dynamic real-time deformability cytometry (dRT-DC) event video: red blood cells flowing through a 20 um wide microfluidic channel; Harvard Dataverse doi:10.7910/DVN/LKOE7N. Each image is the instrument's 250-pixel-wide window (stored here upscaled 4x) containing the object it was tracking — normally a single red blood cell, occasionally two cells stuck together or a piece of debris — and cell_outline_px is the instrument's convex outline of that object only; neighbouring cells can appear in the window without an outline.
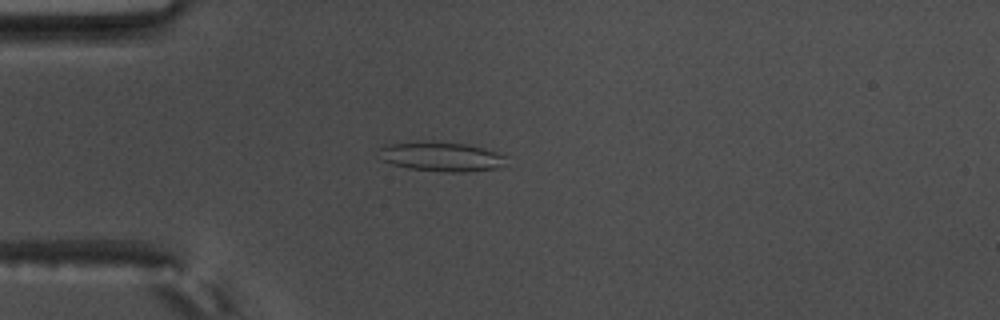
{"species": "common noctule bat (a hibernating species)", "species_latin": "Nyctalus noctula", "temperature_condition": "warm", "stored_images_in_passage": 53, "camera_frame_rate_fps": 3000, "um_per_image_px": 0.085, "animal": {"sex": "male", "body_mass_g": 17.5, "forearm_length_mm": 52.3}, "frame": {"image": 1, "passage_image": 12, "time_ms": 3.667, "image_size_px": [1000, 320], "cell_outline_px": [[504, 156], [500, 164], [496, 168], [464, 172], [448, 172], [408, 168], [392, 164], [384, 160], [376, 148], [388, 144], [432, 140], [468, 144], [484, 148], [496, 152]], "centroid_in_image_um": [37.43, 13.28], "position_along_channel_um": 47.6, "area_um2": 21.68}}
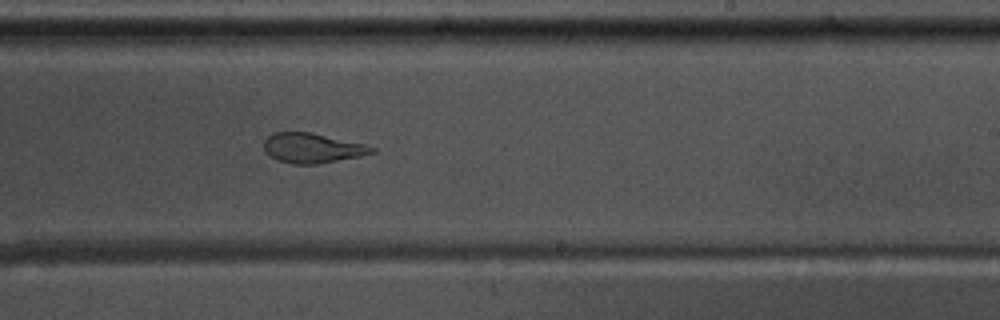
{"frame": {"image": 2, "passage_image": 31, "time_ms": 10.0, "image_size_px": [1000, 320], "cell_outline_px": [[376, 152], [360, 156], [316, 164], [292, 164], [276, 160], [268, 156], [264, 152], [264, 140], [272, 132], [312, 132], [364, 144], [376, 148]], "centroid_in_image_um": [26.5, 12.58], "position_along_channel_um": 262.5, "area_um2": 18.9}}
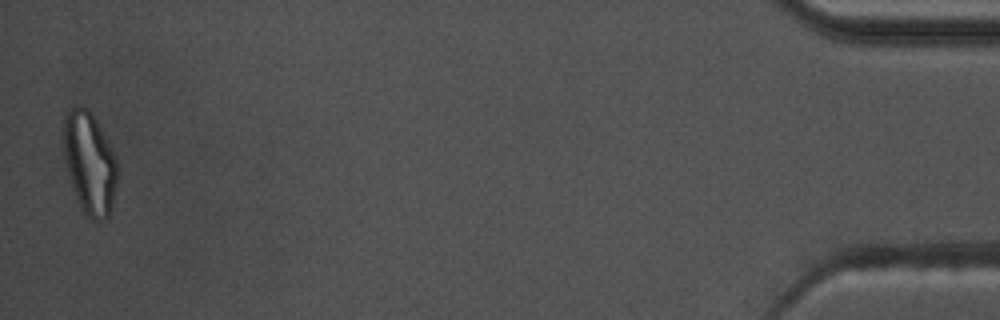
{"frame": {"image": 3, "passage_image": 52, "time_ms": 17.0, "image_size_px": [1000, 320], "cell_outline_px": [[116, 184], [108, 216], [104, 220], [92, 220], [80, 208], [64, 160], [64, 116], [72, 108], [88, 108], [92, 112], [116, 160]], "centroid_in_image_um": [7.59, 13.87], "position_along_channel_um": 427.6, "area_um2": 31.04}, "authors_computed_cell_mechanics": {"area_um2": 21.675, "velocity_mm_per_s": 3.6574, "shape_relaxation_time_tau1_ms": null, "shape_relaxation_time_tau2_ms": 1.7106, "deformation_change_tau1": null, "deformation_change_tau2": 0.1031}}